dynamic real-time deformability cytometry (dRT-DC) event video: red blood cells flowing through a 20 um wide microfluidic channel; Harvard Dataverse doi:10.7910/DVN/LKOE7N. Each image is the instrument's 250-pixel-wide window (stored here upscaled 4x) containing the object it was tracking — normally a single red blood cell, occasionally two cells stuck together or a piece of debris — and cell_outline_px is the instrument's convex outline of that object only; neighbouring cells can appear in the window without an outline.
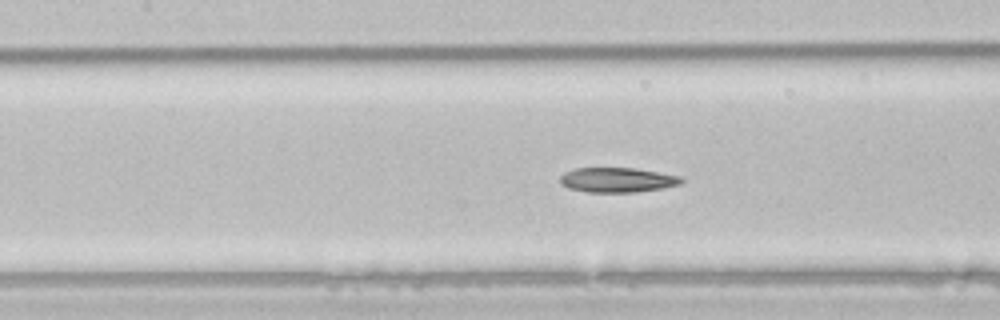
{"species": "common noctule bat (a hibernating species)", "species_latin": "Nyctalus noctula", "temperature_condition": "room temperature", "stored_images_in_passage": 52, "camera_frame_rate_fps": 3000, "um_per_image_px": 0.085, "animal": {"sex": "male", "body_mass_g": 21.5, "forearm_length_mm": 52.0}, "frame": {"image": 1, "passage_image": 23, "time_ms": 7.333, "image_size_px": [1000, 320], "cell_outline_px": [[684, 180], [680, 184], [664, 188], [636, 192], [588, 192], [568, 188], [560, 184], [560, 176], [564, 172], [576, 168], [636, 168], [680, 176]], "centroid_in_image_um": [52.46, 15.29], "position_along_channel_um": 154.9, "area_um2": 17.57}}
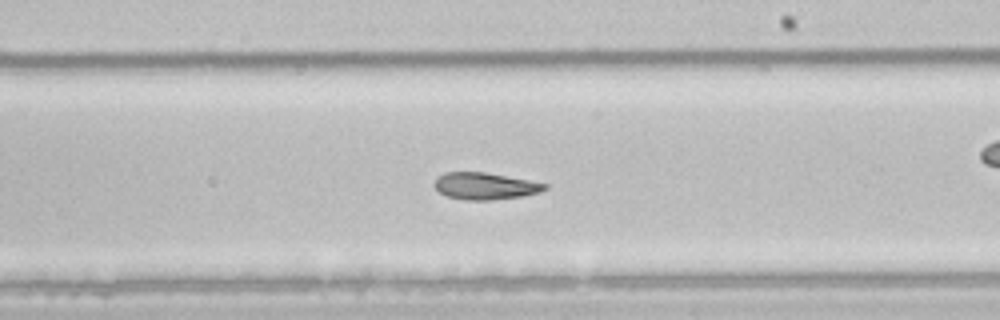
{"frame": {"image": 2, "passage_image": 30, "time_ms": 9.667, "image_size_px": [1000, 320], "cell_outline_px": [[548, 188], [540, 192], [524, 196], [492, 200], [464, 200], [448, 196], [440, 192], [432, 184], [444, 172], [484, 172], [528, 180], [548, 184]], "centroid_in_image_um": [41.25, 15.82], "position_along_channel_um": 247.8, "area_um2": 17.22}, "authors_computed_cell_mechanics": {"area_um2": 19.9699, "velocity_mm_per_s": 3.9878, "shape_relaxation_time_tau1_ms": 6.6909, "shape_relaxation_time_tau2_ms": 4.7079, "deformation_change_tau1": 0.1595, "deformation_change_tau2": 0.0977}}